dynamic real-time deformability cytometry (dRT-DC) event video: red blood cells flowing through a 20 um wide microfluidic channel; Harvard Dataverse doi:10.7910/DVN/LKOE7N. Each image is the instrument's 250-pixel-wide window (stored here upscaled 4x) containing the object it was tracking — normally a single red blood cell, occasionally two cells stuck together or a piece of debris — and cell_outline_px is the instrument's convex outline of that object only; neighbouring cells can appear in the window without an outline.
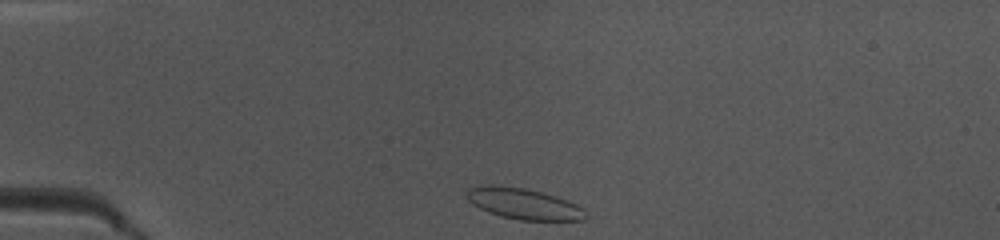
{"species": "common noctule bat (a hibernating species)", "species_latin": "Nyctalus noctula", "temperature_condition": "warm", "stored_images_in_passage": 38, "camera_frame_rate_fps": 3000, "um_per_image_px": 0.085, "animal": {"sex": "female", "body_mass_g": 10.0, "forearm_length_mm": 53.1}, "frame": {"image": 1, "passage_image": 1, "time_ms": 0.0, "image_size_px": [1000, 240], "cell_outline_px": [[588, 216], [584, 220], [520, 220], [500, 216], [488, 212], [472, 204], [468, 200], [464, 192], [468, 188], [480, 184], [492, 184], [524, 188], [556, 196], [568, 200], [584, 208]], "centroid_in_image_um": [44.48, 17.3], "position_along_channel_um": 40.5, "area_um2": 21.79}}
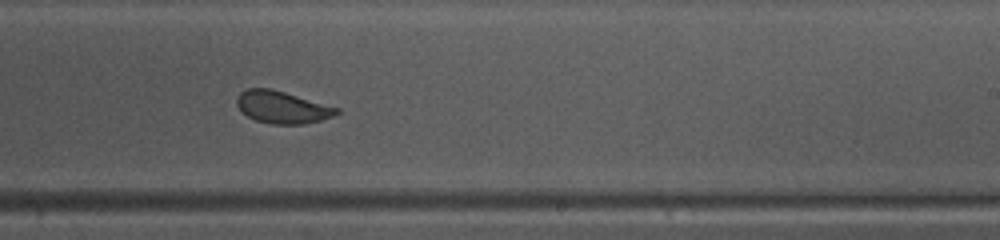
{"frame": {"image": 2, "passage_image": 20, "time_ms": 6.333, "image_size_px": [1000, 240], "cell_outline_px": [[340, 112], [332, 116], [320, 120], [304, 124], [272, 124], [256, 120], [248, 116], [236, 104], [236, 100], [240, 92], [248, 88], [272, 88], [340, 108]], "centroid_in_image_um": [24.0, 9.1], "position_along_channel_um": 265.0, "area_um2": 18.67}}
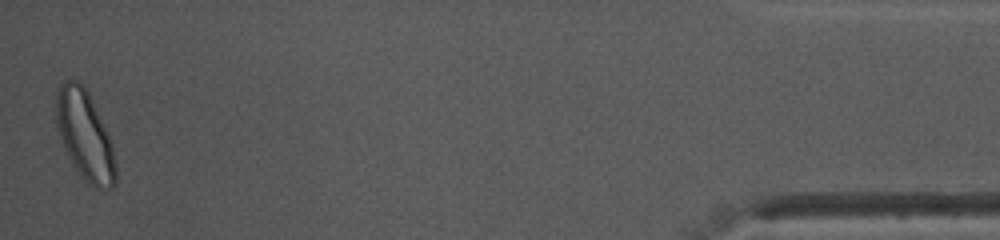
{"frame": {"image": 3, "passage_image": 38, "time_ms": 12.333, "image_size_px": [1000, 240], "cell_outline_px": [[116, 184], [112, 188], [96, 188], [88, 184], [72, 164], [64, 152], [56, 124], [56, 92], [60, 84], [64, 80], [76, 80], [88, 92], [112, 144], [116, 164]], "centroid_in_image_um": [7.19, 11.54], "position_along_channel_um": 428.0, "area_um2": 30.87}, "authors_computed_cell_mechanics": {"area_um2": 19.8254, "velocity_mm_per_s": 4.0522, "shape_relaxation_time_tau1_ms": 2.7983, "shape_relaxation_time_tau2_ms": null, "deformation_change_tau1": 0.0957, "deformation_change_tau2": null}}